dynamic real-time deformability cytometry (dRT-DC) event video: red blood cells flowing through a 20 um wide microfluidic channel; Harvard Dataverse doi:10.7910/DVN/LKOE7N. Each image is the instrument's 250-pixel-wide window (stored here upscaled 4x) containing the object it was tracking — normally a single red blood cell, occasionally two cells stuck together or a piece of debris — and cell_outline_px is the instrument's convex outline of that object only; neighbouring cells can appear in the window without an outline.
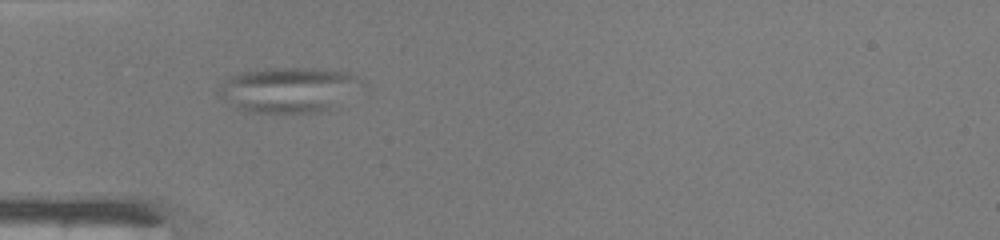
{"species": "common noctule bat (a hibernating species)", "species_latin": "Nyctalus noctula", "temperature_condition": "warm", "stored_images_in_passage": 12, "camera_frame_rate_fps": 3000, "um_per_image_px": 0.085, "animal": {"sex": "male", "body_mass_g": 19.0, "forearm_length_mm": 50.8}, "frame": {"image": 1, "passage_image": 1, "time_ms": 0.0, "image_size_px": [1000, 240], "cell_outline_px": [[364, 84], [324, 112], [248, 112], [240, 108], [220, 96], [220, 88], [224, 80], [228, 76], [236, 72], [264, 68], [312, 68], [348, 72], [356, 76]], "centroid_in_image_um": [24.5, 7.6], "position_along_channel_um": 60.5, "area_um2": 37.11}}